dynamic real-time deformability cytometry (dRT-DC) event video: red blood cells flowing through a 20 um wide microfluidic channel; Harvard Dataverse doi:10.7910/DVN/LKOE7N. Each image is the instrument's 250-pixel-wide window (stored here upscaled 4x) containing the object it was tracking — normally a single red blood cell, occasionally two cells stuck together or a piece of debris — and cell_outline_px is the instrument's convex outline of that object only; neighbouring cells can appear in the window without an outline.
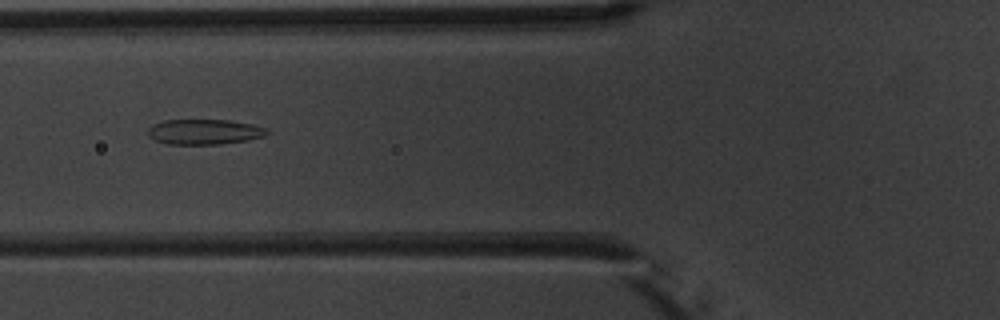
{"species": "common noctule bat (a hibernating species)", "species_latin": "Nyctalus noctula", "temperature_condition": "warm", "stored_images_in_passage": 6, "camera_frame_rate_fps": 3000, "um_per_image_px": 0.085, "animal": {"sex": "male", "body_mass_g": 20.1, "forearm_length_mm": 53.5}, "frame": {"image": 1, "passage_image": 6, "time_ms": 6.0, "image_size_px": [1000, 320], "cell_outline_px": [[268, 132], [264, 136], [248, 140], [220, 144], [168, 144], [156, 140], [148, 136], [148, 128], [152, 124], [164, 120], [228, 120], [252, 124], [268, 128]], "centroid_in_image_um": [17.36, 11.2], "position_along_channel_um": 108.4, "area_um2": 17.51}}